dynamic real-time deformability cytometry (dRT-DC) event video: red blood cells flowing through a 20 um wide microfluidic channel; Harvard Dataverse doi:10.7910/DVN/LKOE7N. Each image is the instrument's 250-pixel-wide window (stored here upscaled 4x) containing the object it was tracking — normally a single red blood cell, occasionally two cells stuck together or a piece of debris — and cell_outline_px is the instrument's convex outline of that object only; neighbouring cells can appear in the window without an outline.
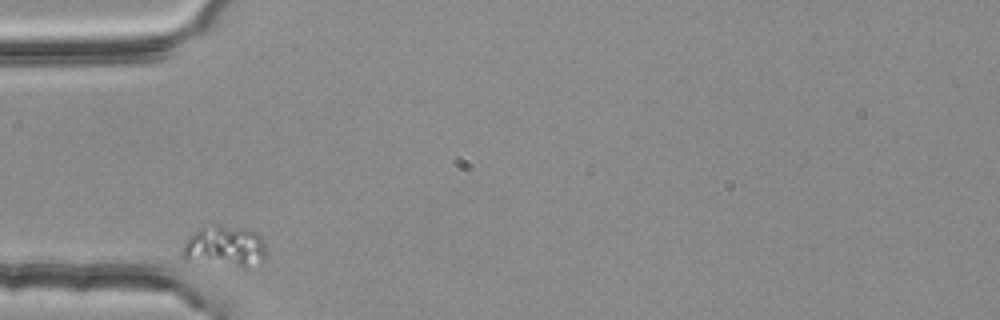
{"species": "common noctule bat (a hibernating species)", "species_latin": "Nyctalus noctula", "temperature_condition": "room temperature", "stored_images_in_passage": 31, "camera_frame_rate_fps": 3000, "um_per_image_px": 0.085, "animal": {"sex": "female", "body_mass_g": 25.1}, "frame": {"image": 1, "passage_image": 1, "time_ms": 0.0, "image_size_px": [1000, 320], "cell_outline_px": [[264, 260], [244, 268], [184, 260], [180, 256], [180, 248], [188, 236], [204, 224], [216, 224], [244, 228], [256, 232], [260, 236], [264, 244]], "centroid_in_image_um": [19.01, 20.93], "position_along_channel_um": 66.0, "area_um2": 20.69}}